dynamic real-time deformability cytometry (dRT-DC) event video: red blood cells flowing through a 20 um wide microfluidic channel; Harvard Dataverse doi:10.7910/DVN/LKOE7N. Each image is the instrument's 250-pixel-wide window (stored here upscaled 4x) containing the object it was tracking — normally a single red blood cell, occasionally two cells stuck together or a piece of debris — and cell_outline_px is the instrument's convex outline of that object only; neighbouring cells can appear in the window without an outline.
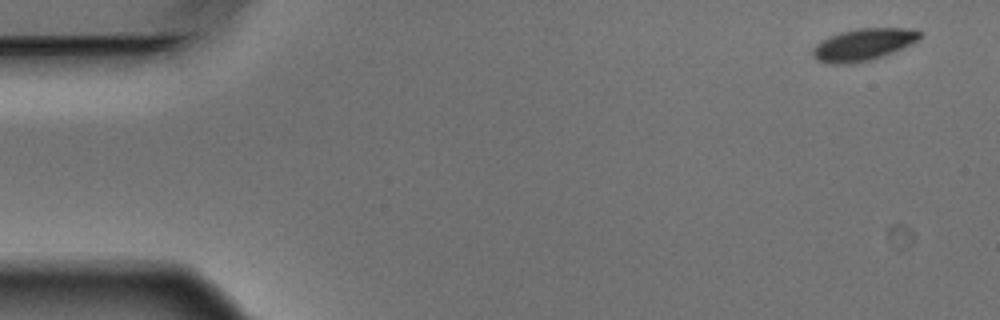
{"species": "Egyptian fruit bat (a non-hibernating species)", "species_latin": "Rousettus aegyptiacus", "temperature_condition": "warm", "stored_images_in_passage": 4, "camera_frame_rate_fps": 3000, "um_per_image_px": 0.085, "animal": {"sex": "male"}, "frame": {"image": 1, "passage_image": 1, "time_ms": 0.0, "image_size_px": [1000, 320], "cell_outline_px": [[920, 36], [916, 40], [892, 52], [868, 60], [852, 64], [828, 64], [816, 60], [812, 56], [812, 48], [816, 44], [828, 36], [840, 32], [860, 28], [904, 28], [920, 32]], "centroid_in_image_um": [73.26, 3.8], "position_along_channel_um": 11.7, "area_um2": 19.65}}
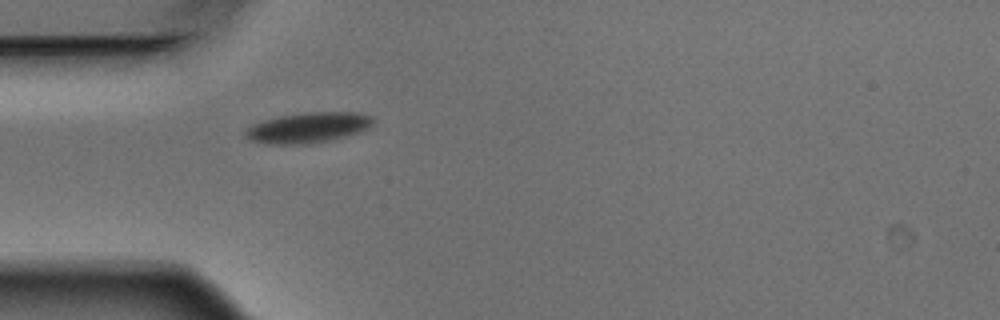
{"frame": {"image": 2, "passage_image": 4, "time_ms": 1.0, "image_size_px": [1000, 320], "cell_outline_px": [[372, 124], [368, 128], [360, 132], [344, 136], [304, 144], [268, 144], [248, 140], [244, 136], [244, 132], [252, 124], [260, 120], [280, 116], [304, 112], [356, 112], [372, 116]], "centroid_in_image_um": [26.12, 10.83], "position_along_channel_um": 58.9, "area_um2": 22.54}}